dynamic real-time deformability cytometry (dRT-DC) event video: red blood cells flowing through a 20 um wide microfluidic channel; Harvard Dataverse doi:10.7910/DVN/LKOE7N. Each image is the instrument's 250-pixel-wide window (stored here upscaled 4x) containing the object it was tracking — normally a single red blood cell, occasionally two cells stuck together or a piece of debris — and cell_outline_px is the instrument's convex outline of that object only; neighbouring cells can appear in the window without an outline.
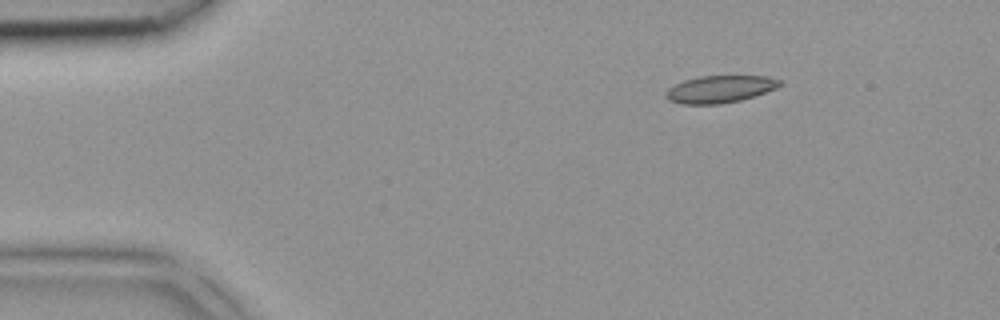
{"species": "common noctule bat (a hibernating species)", "species_latin": "Nyctalus noctula", "temperature_condition": "room temperature", "stored_images_in_passage": 3, "camera_frame_rate_fps": 3000, "um_per_image_px": 0.085, "animal": {"sex": "female", "body_mass_g": 18.4}, "frame": {"image": 1, "passage_image": 2, "time_ms": 0.333, "image_size_px": [1000, 320], "cell_outline_px": [[780, 84], [776, 88], [740, 100], [720, 104], [680, 104], [668, 100], [664, 96], [664, 92], [668, 88], [684, 80], [700, 76], [768, 76], [780, 80]], "centroid_in_image_um": [61.12, 7.58], "position_along_channel_um": 23.9, "area_um2": 17.98}}